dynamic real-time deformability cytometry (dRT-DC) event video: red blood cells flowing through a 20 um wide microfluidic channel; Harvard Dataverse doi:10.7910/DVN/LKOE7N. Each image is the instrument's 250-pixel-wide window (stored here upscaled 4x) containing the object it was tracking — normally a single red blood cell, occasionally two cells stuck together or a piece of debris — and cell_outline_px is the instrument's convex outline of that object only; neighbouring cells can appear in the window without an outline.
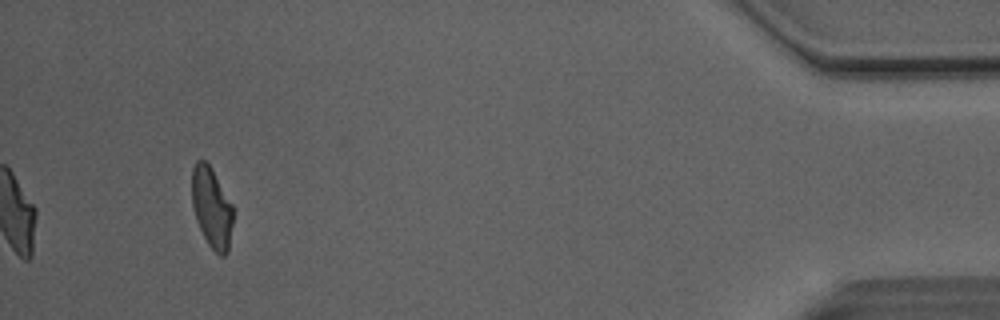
{"species": "Egyptian fruit bat (a non-hibernating species)", "species_latin": "Rousettus aegyptiacus", "temperature_condition": "room temperature", "stored_images_in_passage": 39, "camera_frame_rate_fps": 3000, "um_per_image_px": 0.085, "animal": {"sex": "male"}, "frame": {"image": 1, "passage_image": 39, "time_ms": 12.667, "image_size_px": [1000, 320], "cell_outline_px": [[232, 224], [228, 252], [224, 256], [220, 256], [208, 244], [196, 220], [192, 204], [192, 168], [196, 160], [204, 160], [208, 164], [232, 204]], "centroid_in_image_um": [17.98, 17.66], "position_along_channel_um": 417.2, "area_um2": 18.96}, "authors_computed_cell_mechanics": {"area_um2": 20.5768, "velocity_mm_per_s": 4.1093, "shape_relaxation_time_tau1_ms": 4.7354, "shape_relaxation_time_tau2_ms": 2.7945, "deformation_change_tau1": 0.1791, "deformation_change_tau2": 0.1113}}